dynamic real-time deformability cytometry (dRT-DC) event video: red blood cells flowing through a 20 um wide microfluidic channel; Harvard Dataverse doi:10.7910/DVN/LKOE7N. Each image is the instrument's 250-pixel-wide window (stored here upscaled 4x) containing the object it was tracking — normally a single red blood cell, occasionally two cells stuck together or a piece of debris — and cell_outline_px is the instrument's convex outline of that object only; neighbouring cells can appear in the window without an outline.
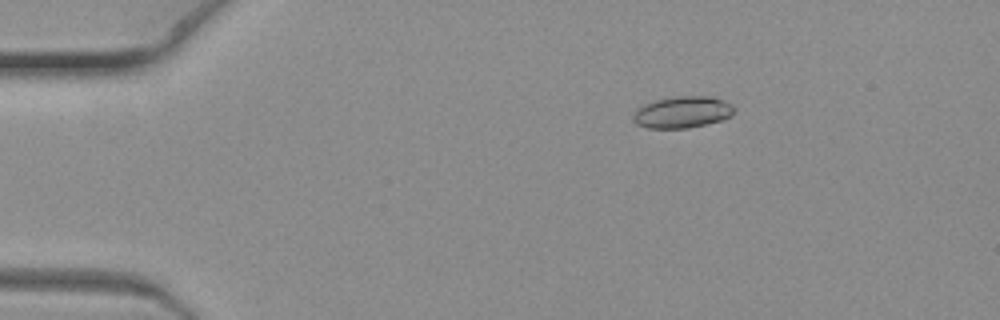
{"species": "common noctule bat (a hibernating species)", "species_latin": "Nyctalus noctula", "temperature_condition": "warm", "stored_images_in_passage": 7, "camera_frame_rate_fps": 3000, "um_per_image_px": 0.085, "animal": {"sex": "female", "body_mass_g": 19.3, "forearm_length_mm": 54.1}, "frame": {"image": 1, "passage_image": 4, "time_ms": 1.0, "image_size_px": [1000, 320], "cell_outline_px": [[736, 112], [732, 116], [724, 120], [688, 128], [648, 128], [636, 124], [632, 120], [636, 108], [644, 104], [656, 100], [676, 96], [712, 96], [732, 104], [736, 108]], "centroid_in_image_um": [58.05, 9.53], "position_along_channel_um": 27.0, "area_um2": 18.9}}